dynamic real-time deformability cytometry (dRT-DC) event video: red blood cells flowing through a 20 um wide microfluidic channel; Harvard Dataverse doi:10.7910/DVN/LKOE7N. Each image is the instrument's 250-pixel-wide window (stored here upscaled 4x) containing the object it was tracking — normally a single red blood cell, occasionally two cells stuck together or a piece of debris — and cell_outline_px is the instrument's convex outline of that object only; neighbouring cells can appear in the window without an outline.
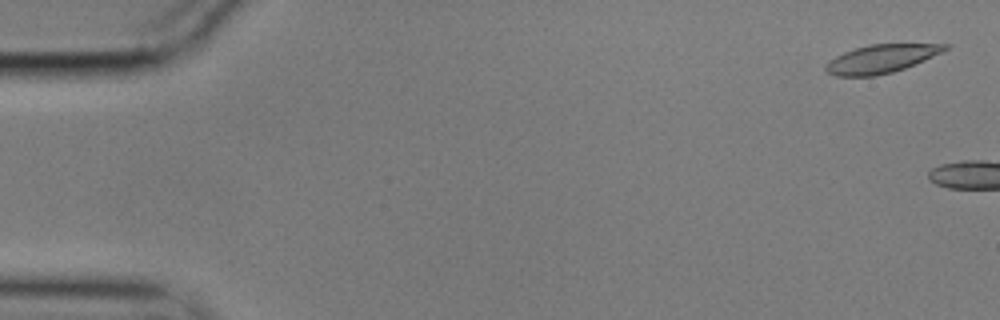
{"species": "common noctule bat (a hibernating species)", "species_latin": "Nyctalus noctula", "temperature_condition": "cold", "stored_images_in_passage": 21, "camera_frame_rate_fps": 3000, "um_per_image_px": 0.085, "animal": {"sex": "male", "body_mass_g": 17.9}, "frame": {"image": 1, "passage_image": 2, "time_ms": 0.333, "image_size_px": [1000, 320], "cell_outline_px": [[952, 44], [948, 48], [924, 60], [904, 68], [892, 72], [876, 76], [836, 76], [828, 72], [824, 68], [836, 56], [844, 52], [868, 44]], "centroid_in_image_um": [74.9, 4.99], "position_along_channel_um": 10.1, "area_um2": 19.31}}
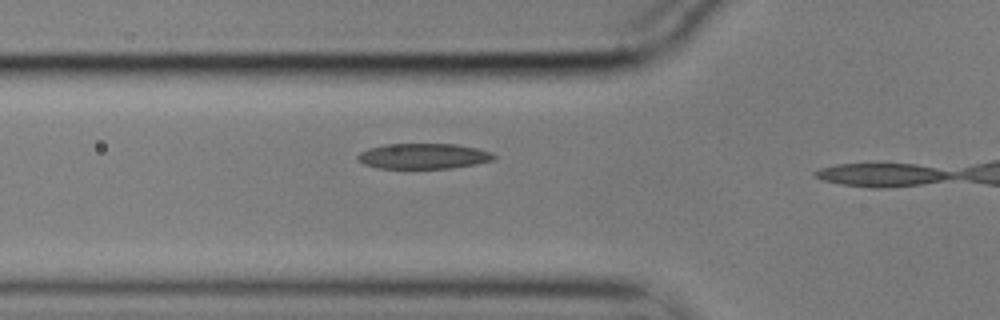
{"frame": {"image": 2, "passage_image": 20, "time_ms": 6.333, "image_size_px": [1000, 320], "cell_outline_px": [[496, 160], [476, 164], [452, 168], [380, 168], [364, 164], [356, 160], [356, 156], [360, 152], [368, 148], [384, 144], [456, 144], [476, 148], [492, 152], [496, 156]], "centroid_in_image_um": [36.0, 13.27], "position_along_channel_um": 89.8, "area_um2": 20.35}}